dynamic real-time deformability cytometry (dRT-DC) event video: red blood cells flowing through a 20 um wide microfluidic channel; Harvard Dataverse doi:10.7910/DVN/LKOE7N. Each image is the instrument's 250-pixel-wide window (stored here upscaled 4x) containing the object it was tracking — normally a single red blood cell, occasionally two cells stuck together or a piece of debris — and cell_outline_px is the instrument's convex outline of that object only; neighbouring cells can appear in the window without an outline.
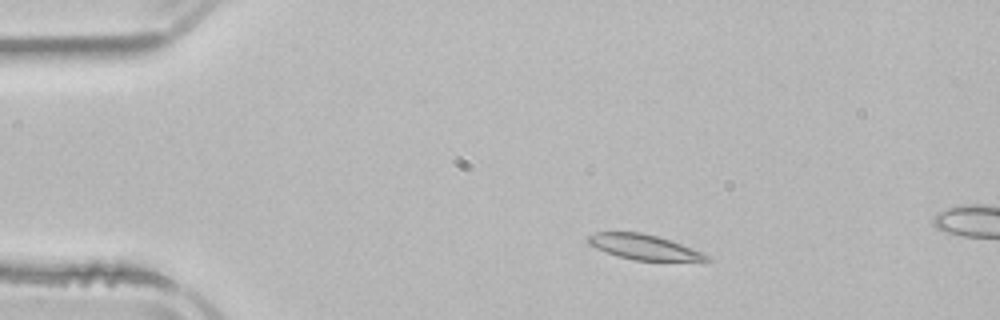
{"species": "common noctule bat (a hibernating species)", "species_latin": "Nyctalus noctula", "temperature_condition": "room temperature", "stored_images_in_passage": 2, "camera_frame_rate_fps": 3000, "um_per_image_px": 0.085, "animal": {"sex": "male", "body_mass_g": 21.5, "forearm_length_mm": 52.0}, "frame": {"image": 1, "passage_image": 1, "time_ms": 0.0, "image_size_px": [1000, 320], "cell_outline_px": [[712, 260], [636, 260], [620, 256], [596, 248], [588, 244], [588, 236], [596, 232], [640, 232], [656, 236], [704, 252], [712, 256]], "centroid_in_image_um": [54.74, 20.99], "position_along_channel_um": 30.3, "area_um2": 16.88}}